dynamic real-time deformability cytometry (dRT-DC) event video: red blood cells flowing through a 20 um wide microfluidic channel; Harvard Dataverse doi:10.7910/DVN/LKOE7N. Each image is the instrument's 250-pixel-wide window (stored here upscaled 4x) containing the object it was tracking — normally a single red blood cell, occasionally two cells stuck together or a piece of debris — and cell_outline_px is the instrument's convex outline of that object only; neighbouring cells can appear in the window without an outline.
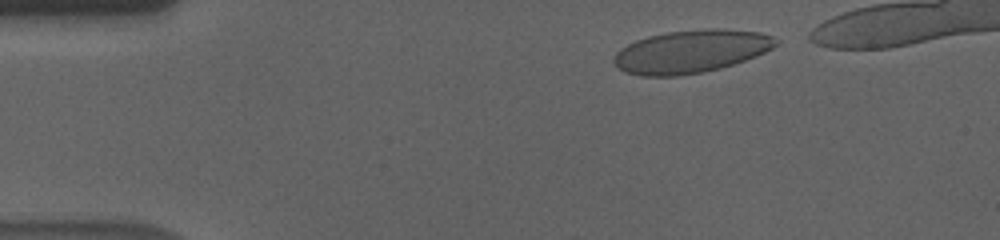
{"species": "human", "species_latin": "Homo sapiens", "temperature_condition": "cold", "stored_images_in_passage": 46, "camera_frame_rate_fps": 3000, "um_per_image_px": 0.085, "donor": {"sex": "male"}, "frame": {"image": 1, "passage_image": 3, "time_ms": 0.667, "image_size_px": [1000, 240], "cell_outline_px": [[776, 44], [772, 48], [756, 56], [720, 68], [700, 72], [676, 76], [640, 76], [624, 72], [612, 60], [616, 52], [620, 48], [636, 40], [648, 36], [668, 32], [712, 28], [720, 28], [760, 32], [772, 36], [776, 40]], "centroid_in_image_um": [58.7, 4.37], "position_along_channel_um": 26.3, "area_um2": 40.23}}
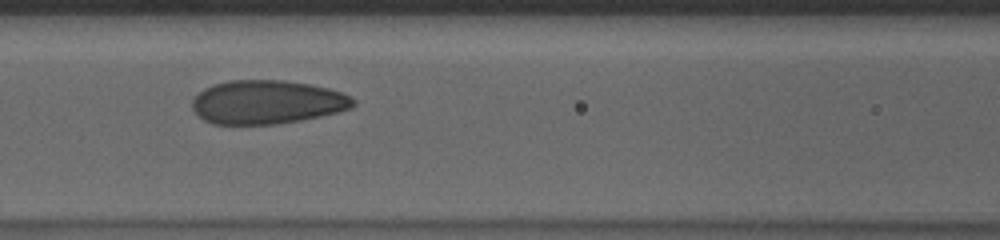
{"frame": {"image": 2, "passage_image": 19, "time_ms": 6.0, "image_size_px": [1000, 240], "cell_outline_px": [[356, 104], [352, 108], [320, 116], [300, 120], [276, 124], [212, 124], [204, 120], [192, 108], [192, 100], [204, 88], [216, 84], [232, 80], [280, 80], [308, 84], [328, 88], [340, 92], [356, 100]], "centroid_in_image_um": [22.7, 8.68], "position_along_channel_um": 143.9, "area_um2": 40.69}}
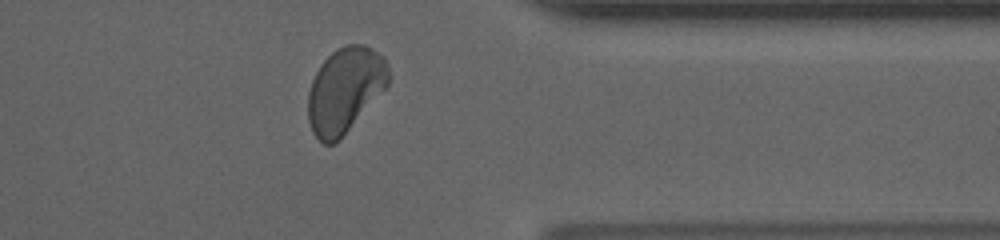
{"frame": {"image": 3, "passage_image": 40, "time_ms": 13.0, "image_size_px": [1000, 240], "cell_outline_px": [[388, 88], [340, 140], [336, 144], [324, 144], [312, 132], [308, 120], [308, 92], [312, 80], [320, 64], [332, 52], [344, 44], [364, 44], [372, 48], [384, 56], [388, 68]], "centroid_in_image_um": [29.34, 7.67], "position_along_channel_um": 382.1, "area_um2": 40.58}, "authors_computed_cell_mechanics": {"area_um2": 40.749, "velocity_mm_per_s": 3.5451, "shape_relaxation_time_tau1_ms": 7.6141, "shape_relaxation_time_tau2_ms": 0.9131, "deformation_change_tau1": 0.1724, "deformation_change_tau2": 0.0515}}